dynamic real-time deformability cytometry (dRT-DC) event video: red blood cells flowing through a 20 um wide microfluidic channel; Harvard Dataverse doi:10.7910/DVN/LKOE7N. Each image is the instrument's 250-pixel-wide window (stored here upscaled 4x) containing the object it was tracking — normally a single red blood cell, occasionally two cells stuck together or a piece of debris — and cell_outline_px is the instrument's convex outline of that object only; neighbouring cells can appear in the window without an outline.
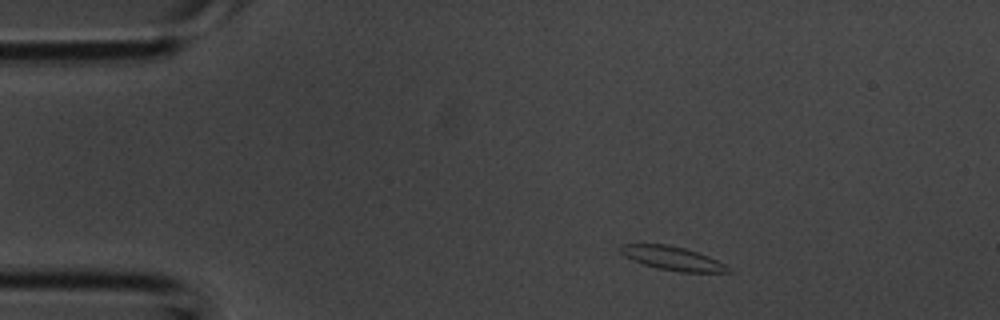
{"species": "common noctule bat (a hibernating species)", "species_latin": "Nyctalus noctula", "temperature_condition": "room temperature", "stored_images_in_passage": 3, "camera_frame_rate_fps": 3000, "um_per_image_px": 0.085, "animal": {"sex": "male", "body_mass_g": 20.1, "forearm_length_mm": 53.5}, "frame": {"image": 1, "passage_image": 1, "time_ms": 0.0, "image_size_px": [1000, 320], "cell_outline_px": [[732, 268], [728, 272], [680, 272], [656, 268], [632, 260], [624, 256], [620, 252], [620, 244], [668, 244], [684, 248], [708, 256]], "centroid_in_image_um": [57.13, 21.95], "position_along_channel_um": 27.9, "area_um2": 14.8}}